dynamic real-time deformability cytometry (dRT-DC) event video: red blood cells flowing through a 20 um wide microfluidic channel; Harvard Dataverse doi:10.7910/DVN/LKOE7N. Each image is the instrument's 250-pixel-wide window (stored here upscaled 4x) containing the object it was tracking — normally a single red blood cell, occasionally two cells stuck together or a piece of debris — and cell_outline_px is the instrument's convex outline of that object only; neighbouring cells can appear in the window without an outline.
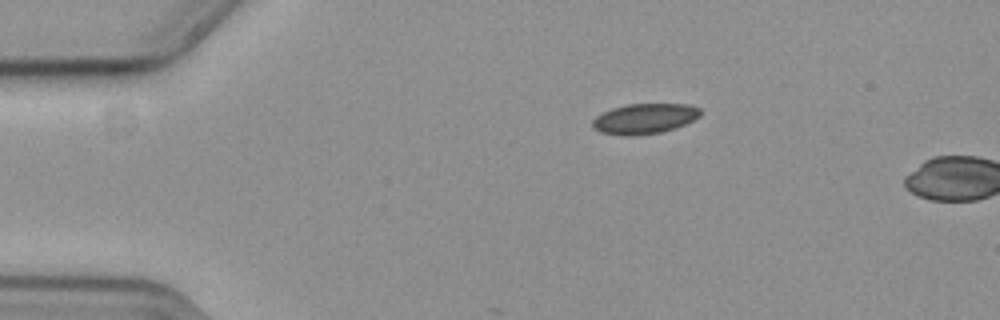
{"species": "common noctule bat (a hibernating species)", "species_latin": "Nyctalus noctula", "temperature_condition": "cold", "stored_images_in_passage": 3, "camera_frame_rate_fps": 3000, "um_per_image_px": 0.085, "animal": {"sex": "female", "body_mass_g": 19.3, "forearm_length_mm": 54.1}, "frame": {"image": 1, "passage_image": 1, "time_ms": 0.0, "image_size_px": [1000, 320], "cell_outline_px": [[700, 116], [676, 128], [660, 132], [636, 136], [624, 136], [600, 132], [592, 128], [592, 120], [596, 116], [612, 108], [628, 104], [688, 104], [700, 108]], "centroid_in_image_um": [54.76, 10.09], "position_along_channel_um": 30.2, "area_um2": 19.07}}